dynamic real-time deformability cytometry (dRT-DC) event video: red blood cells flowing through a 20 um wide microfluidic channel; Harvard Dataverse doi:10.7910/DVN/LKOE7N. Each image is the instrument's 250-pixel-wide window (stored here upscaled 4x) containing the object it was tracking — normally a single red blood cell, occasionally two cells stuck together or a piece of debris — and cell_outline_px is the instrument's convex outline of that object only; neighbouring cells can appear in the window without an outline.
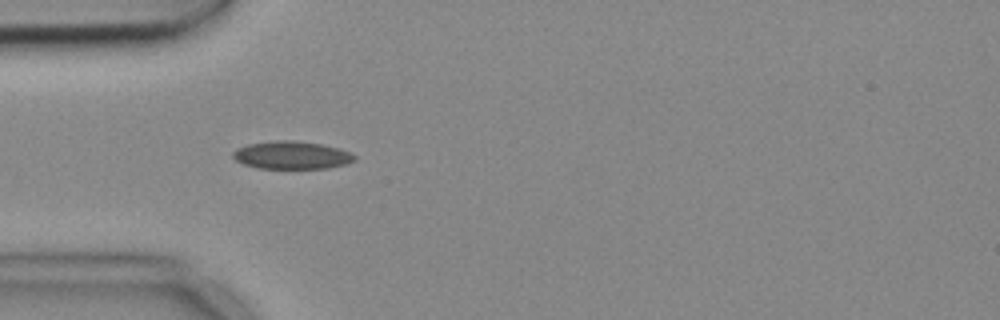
{"species": "common noctule bat (a hibernating species)", "species_latin": "Nyctalus noctula", "temperature_condition": "cold", "stored_images_in_passage": 7, "camera_frame_rate_fps": 3000, "um_per_image_px": 0.085, "animal": {"sex": "female", "body_mass_g": 18.4}, "frame": {"image": 1, "passage_image": 3, "time_ms": 0.667, "image_size_px": [1000, 320], "cell_outline_px": [[356, 160], [344, 164], [328, 168], [260, 168], [244, 164], [236, 160], [232, 156], [232, 152], [236, 148], [248, 144], [276, 140], [292, 140], [320, 144], [340, 148], [352, 152], [356, 156]], "centroid_in_image_um": [24.81, 13.18], "position_along_channel_um": 60.2, "area_um2": 19.71}}
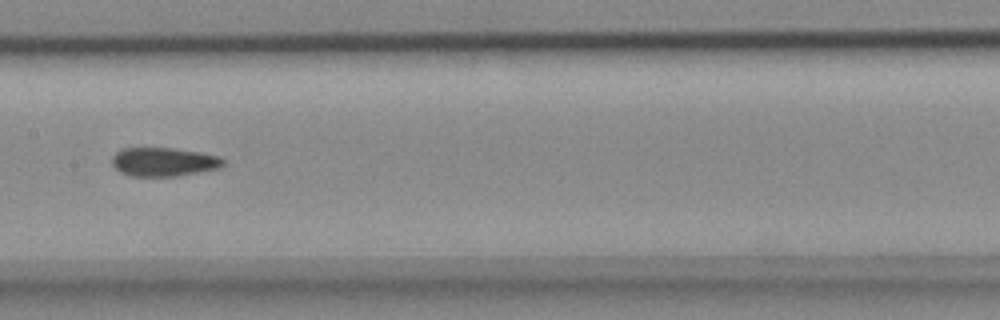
{"frame": {"image": 2, "passage_image": 6, "time_ms": 1.667, "image_size_px": [1000, 320], "cell_outline_px": [[224, 164], [216, 168], [176, 176], [132, 176], [120, 172], [112, 164], [112, 156], [120, 148], [172, 148], [200, 152], [220, 156], [224, 160]], "centroid_in_image_um": [13.87, 13.75], "position_along_channel_um": 193.5, "area_um2": 18.5}}
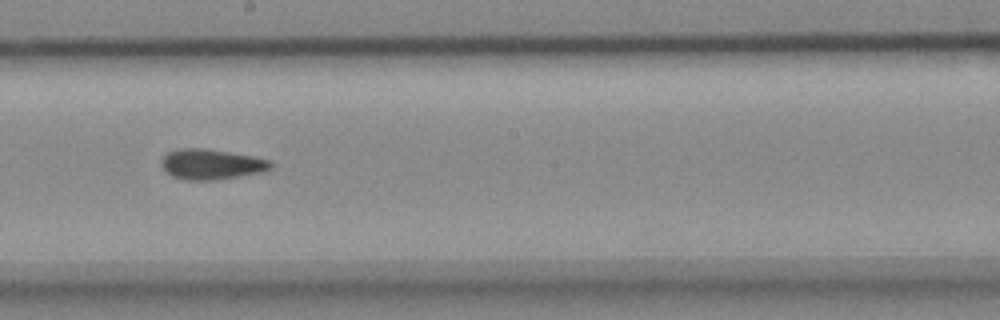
{"frame": {"image": 3, "passage_image": 7, "time_ms": 2.0, "image_size_px": [1000, 320], "cell_outline_px": [[272, 168], [264, 172], [216, 180], [184, 180], [172, 176], [160, 164], [160, 160], [168, 152], [180, 148], [208, 148], [252, 156], [272, 160]], "centroid_in_image_um": [17.99, 13.96], "position_along_channel_um": 230.2, "area_um2": 19.54}}